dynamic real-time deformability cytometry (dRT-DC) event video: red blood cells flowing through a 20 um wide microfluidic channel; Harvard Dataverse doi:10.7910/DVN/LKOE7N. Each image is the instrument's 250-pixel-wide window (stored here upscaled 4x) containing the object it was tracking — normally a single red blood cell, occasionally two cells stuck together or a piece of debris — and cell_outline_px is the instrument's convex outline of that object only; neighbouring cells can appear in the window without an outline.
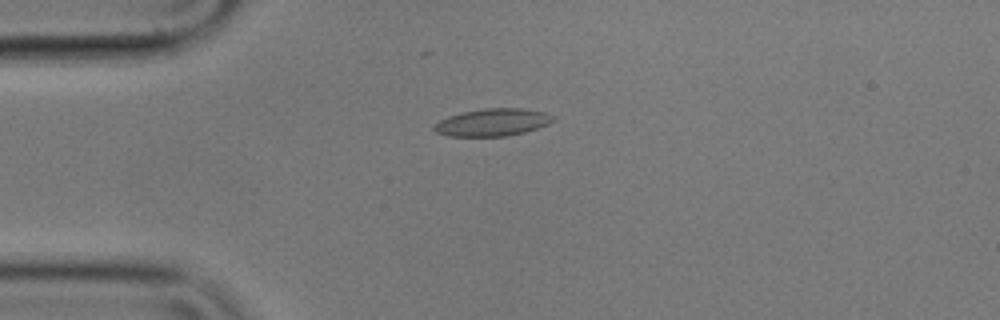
{"species": "common noctule bat (a hibernating species)", "species_latin": "Nyctalus noctula", "temperature_condition": "cold", "stored_images_in_passage": 38, "camera_frame_rate_fps": 3000, "um_per_image_px": 0.085, "animal": {"sex": "male", "body_mass_g": 17.9}, "frame": {"image": 1, "passage_image": 2, "time_ms": 0.333, "image_size_px": [1000, 320], "cell_outline_px": [[556, 120], [548, 124], [524, 132], [508, 136], [448, 136], [436, 132], [432, 128], [440, 120], [448, 116], [464, 112], [484, 108], [524, 108], [544, 112], [556, 116]], "centroid_in_image_um": [41.9, 10.39], "position_along_channel_um": 43.1, "area_um2": 19.02}}
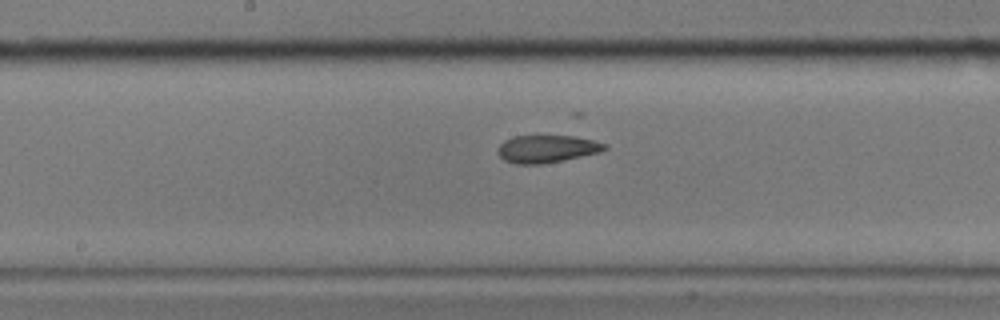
{"frame": {"image": 2, "passage_image": 17, "time_ms": 5.333, "image_size_px": [1000, 320], "cell_outline_px": [[608, 148], [600, 152], [544, 164], [516, 164], [504, 160], [496, 152], [496, 148], [504, 140], [516, 136], [536, 132], [576, 136], [608, 144]], "centroid_in_image_um": [46.45, 12.6], "position_along_channel_um": 201.7, "area_um2": 18.09}}
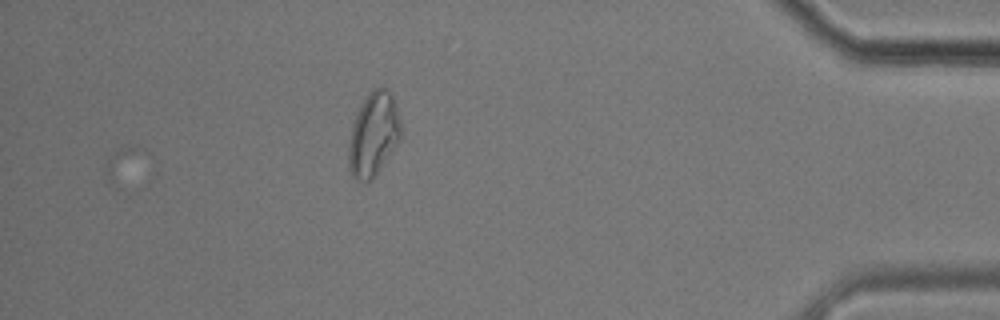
{"frame": {"image": 3, "passage_image": 38, "time_ms": 12.333, "image_size_px": [1000, 320], "cell_outline_px": [[400, 140], [372, 180], [364, 184], [352, 176], [348, 168], [348, 144], [352, 124], [356, 112], [368, 92], [372, 88], [384, 88], [392, 96], [400, 120]], "centroid_in_image_um": [31.7, 11.45], "position_along_channel_um": 403.5, "area_um2": 25.55}, "authors_computed_cell_mechanics": {"area_um2": 17.7446, "velocity_mm_per_s": 3.5363, "shape_relaxation_time_tau1_ms": null, "shape_relaxation_time_tau2_ms": 2.5343, "deformation_change_tau1": null, "deformation_change_tau2": 0.068}}